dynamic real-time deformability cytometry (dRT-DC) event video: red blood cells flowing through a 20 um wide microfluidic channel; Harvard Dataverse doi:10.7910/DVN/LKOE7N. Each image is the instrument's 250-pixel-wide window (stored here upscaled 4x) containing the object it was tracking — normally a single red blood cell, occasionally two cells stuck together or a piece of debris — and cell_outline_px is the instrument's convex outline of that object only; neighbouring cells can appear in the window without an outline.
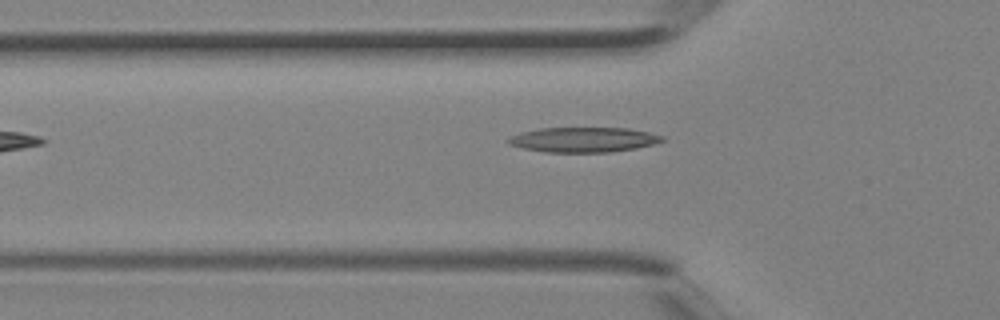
{"species": "Egyptian fruit bat (a non-hibernating species)", "species_latin": "Rousettus aegyptiacus", "temperature_condition": "room temperature", "stored_images_in_passage": 5, "camera_frame_rate_fps": 3000, "um_per_image_px": 0.085, "animal": {"sex": "female"}, "frame": {"image": 1, "passage_image": 5, "time_ms": 1.333, "image_size_px": [1000, 320], "cell_outline_px": [[664, 140], [652, 144], [636, 148], [612, 152], [544, 152], [524, 148], [508, 144], [508, 136], [520, 132], [540, 128], [628, 128], [648, 132], [664, 136]], "centroid_in_image_um": [49.57, 11.87], "position_along_channel_um": 76.2, "area_um2": 22.37}}